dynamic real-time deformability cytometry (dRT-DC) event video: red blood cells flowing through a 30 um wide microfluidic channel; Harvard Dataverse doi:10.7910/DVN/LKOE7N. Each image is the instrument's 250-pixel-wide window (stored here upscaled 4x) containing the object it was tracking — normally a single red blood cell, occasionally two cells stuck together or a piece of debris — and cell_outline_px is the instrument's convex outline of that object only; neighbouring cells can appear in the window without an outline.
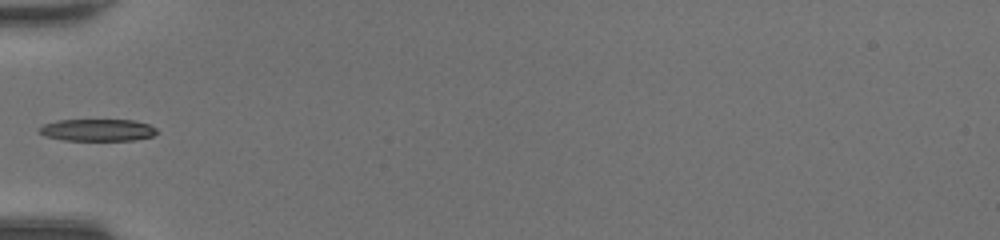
{"species": "common noctule bat (a hibernating species)", "species_latin": "Nyctalus noctula", "temperature_condition": "room temperature", "stored_images_in_passage": 28, "camera_frame_rate_fps": 3000, "um_per_image_px": 0.085, "animal": {"sex": "female", "body_mass_g": 20.0, "forearm_length_mm": 54.0}, "frame": {"image": 1, "passage_image": 1, "time_ms": 0.0, "image_size_px": [1000, 240], "cell_outline_px": [[160, 132], [152, 136], [132, 140], [64, 140], [44, 136], [40, 132], [40, 128], [44, 124], [56, 120], [132, 120], [148, 124], [156, 128]], "centroid_in_image_um": [8.31, 11.05], "position_along_channel_um": 76.7, "area_um2": 15.03}}
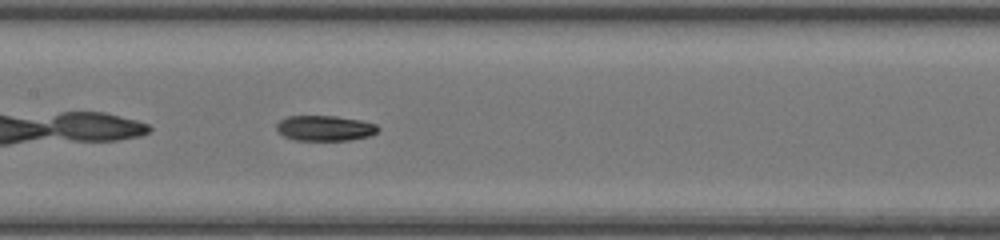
{"frame": {"image": 2, "passage_image": 8, "time_ms": 2.333, "image_size_px": [1000, 240], "cell_outline_px": [[380, 128], [376, 132], [368, 136], [348, 140], [296, 140], [284, 136], [276, 128], [276, 124], [280, 120], [288, 116], [336, 116], [360, 120], [376, 124]], "centroid_in_image_um": [27.61, 10.89], "position_along_channel_um": 179.8, "area_um2": 14.85}}
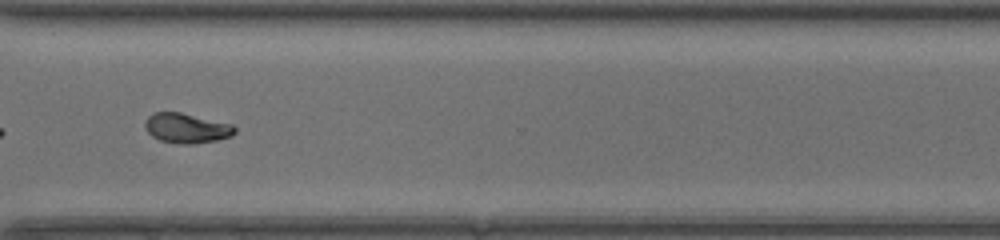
{"frame": {"image": 3, "passage_image": 20, "time_ms": 6.333, "image_size_px": [1000, 240], "cell_outline_px": [[236, 132], [232, 136], [216, 140], [192, 144], [180, 144], [160, 140], [152, 136], [144, 128], [144, 120], [152, 112], [180, 112], [232, 124], [236, 128]], "centroid_in_image_um": [15.83, 10.89], "position_along_channel_um": 354.8, "area_um2": 15.72}, "authors_computed_cell_mechanics": {"area_um2": 15.317, "velocity_mm_per_s": 4.3923, "shape_relaxation_time_tau1_ms": 4.0228, "shape_relaxation_time_tau2_ms": 3.4611, "deformation_change_tau1": 0.1984, "deformation_change_tau2": 0.0933}}